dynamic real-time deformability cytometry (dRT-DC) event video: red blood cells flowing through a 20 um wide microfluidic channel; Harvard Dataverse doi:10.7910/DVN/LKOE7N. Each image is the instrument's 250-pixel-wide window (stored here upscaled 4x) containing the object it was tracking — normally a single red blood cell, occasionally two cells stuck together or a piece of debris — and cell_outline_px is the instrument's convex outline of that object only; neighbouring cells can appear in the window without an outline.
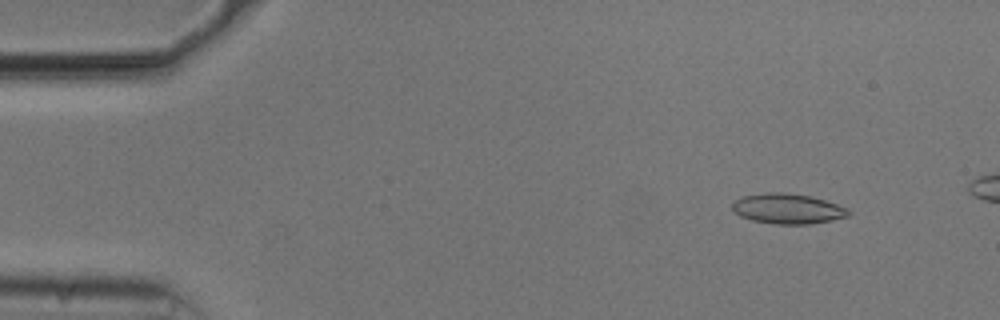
{"species": "common noctule bat (a hibernating species)", "species_latin": "Nyctalus noctula", "temperature_condition": "cold", "stored_images_in_passage": 50, "camera_frame_rate_fps": 3000, "um_per_image_px": 0.085, "animal": {"sex": "male", "body_mass_g": 20.5, "forearm_length_mm": 52.5}, "frame": {"image": 1, "passage_image": 6, "time_ms": 1.667, "image_size_px": [1000, 320], "cell_outline_px": [[852, 212], [848, 216], [832, 220], [808, 224], [776, 224], [752, 220], [740, 216], [732, 208], [732, 204], [736, 200], [744, 196], [768, 192], [784, 192], [808, 196], [824, 200], [848, 208]], "centroid_in_image_um": [66.97, 17.74], "position_along_channel_um": 18.0, "area_um2": 20.23}}
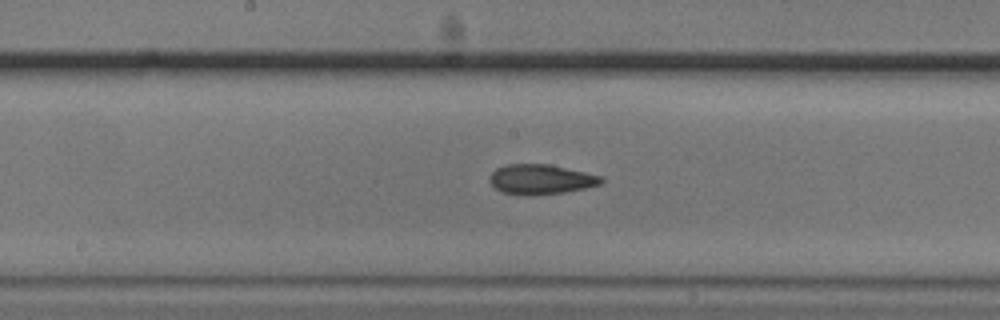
{"frame": {"image": 2, "passage_image": 28, "time_ms": 9.0, "image_size_px": [1000, 320], "cell_outline_px": [[604, 180], [600, 184], [584, 188], [564, 192], [500, 192], [488, 180], [492, 172], [496, 168], [508, 164], [548, 164], [604, 176]], "centroid_in_image_um": [46.0, 15.19], "position_along_channel_um": 202.2, "area_um2": 18.55}}
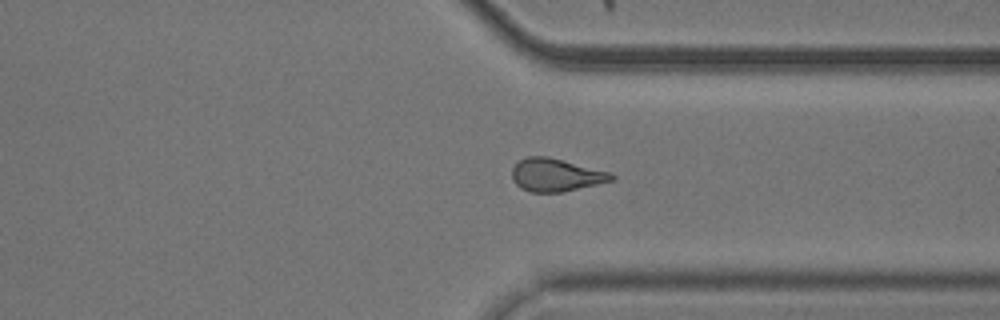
{"frame": {"image": 3, "passage_image": 41, "time_ms": 13.333, "image_size_px": [1000, 320], "cell_outline_px": [[616, 176], [612, 180], [596, 184], [560, 192], [532, 192], [520, 188], [512, 180], [512, 168], [520, 160], [528, 156], [548, 156], [612, 172]], "centroid_in_image_um": [47.24, 14.86], "position_along_channel_um": 364.2, "area_um2": 19.02}}